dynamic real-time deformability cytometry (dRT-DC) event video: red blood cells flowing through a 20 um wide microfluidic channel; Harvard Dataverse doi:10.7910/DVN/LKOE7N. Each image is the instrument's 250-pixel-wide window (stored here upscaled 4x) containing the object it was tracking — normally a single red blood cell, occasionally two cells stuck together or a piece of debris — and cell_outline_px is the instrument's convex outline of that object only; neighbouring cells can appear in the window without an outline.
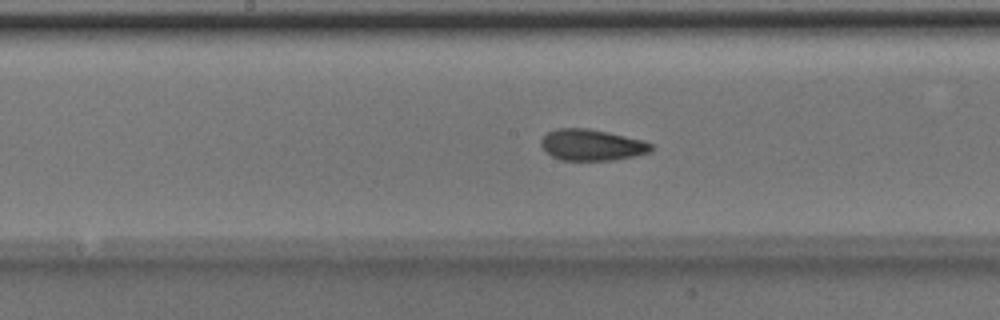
{"species": "Egyptian fruit bat (a non-hibernating species)", "species_latin": "Rousettus aegyptiacus", "temperature_condition": "room temperature", "stored_images_in_passage": 50, "camera_frame_rate_fps": 3000, "um_per_image_px": 0.085, "animal": {"sex": "male"}, "frame": {"image": 1, "passage_image": 25, "time_ms": 8.0, "image_size_px": [1000, 320], "cell_outline_px": [[652, 152], [612, 160], [560, 160], [552, 156], [540, 144], [540, 140], [548, 132], [556, 128], [588, 128], [608, 132], [644, 140], [652, 144]], "centroid_in_image_um": [50.31, 12.31], "position_along_channel_um": 197.9, "area_um2": 20.0}}
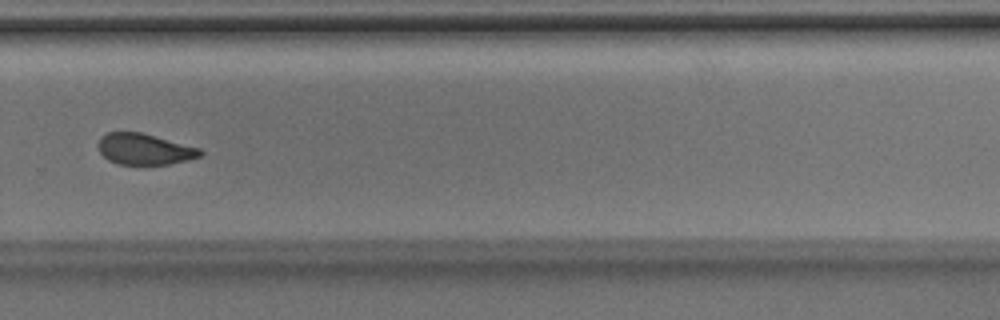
{"frame": {"image": 2, "passage_image": 34, "time_ms": 11.0, "image_size_px": [1000, 320], "cell_outline_px": [[204, 152], [200, 156], [188, 160], [168, 164], [120, 164], [108, 160], [100, 152], [96, 144], [100, 136], [108, 132], [140, 132], [200, 148]], "centroid_in_image_um": [12.25, 12.67], "position_along_channel_um": 317.6, "area_um2": 18.44}}
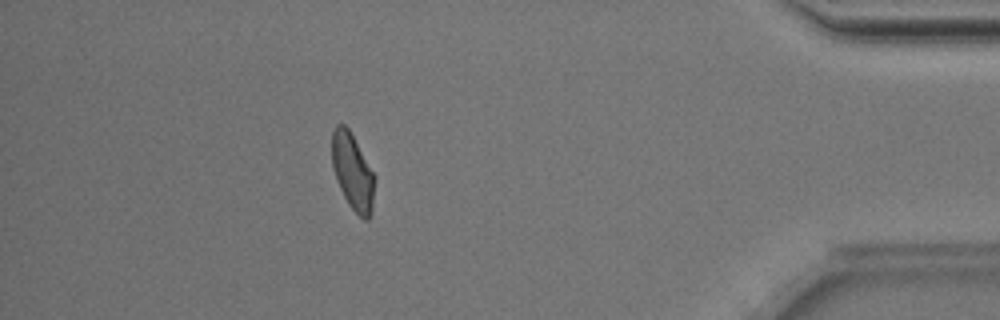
{"frame": {"image": 3, "passage_image": 44, "time_ms": 14.333, "image_size_px": [1000, 320], "cell_outline_px": [[376, 176], [372, 212], [368, 220], [364, 220], [348, 204], [336, 180], [332, 168], [332, 132], [336, 124], [344, 124], [348, 128]], "centroid_in_image_um": [29.98, 14.61], "position_along_channel_um": 405.2, "area_um2": 19.13}, "authors_computed_cell_mechanics": {"area_um2": 20.0855, "velocity_mm_per_s": 4.0063, "shape_relaxation_time_tau1_ms": 2.5619, "shape_relaxation_time_tau2_ms": 1.5689, "deformation_change_tau1": 0.1266, "deformation_change_tau2": 0.0734}}